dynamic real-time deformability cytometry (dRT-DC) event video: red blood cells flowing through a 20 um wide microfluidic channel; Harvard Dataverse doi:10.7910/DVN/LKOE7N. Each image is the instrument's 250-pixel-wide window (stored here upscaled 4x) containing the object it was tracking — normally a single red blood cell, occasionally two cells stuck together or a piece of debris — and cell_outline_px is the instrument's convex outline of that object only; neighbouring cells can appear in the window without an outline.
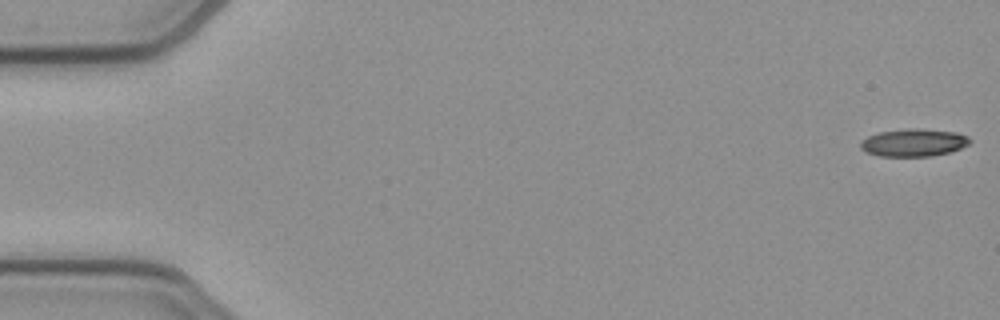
{"species": "common noctule bat (a hibernating species)", "species_latin": "Nyctalus noctula", "temperature_condition": "cold", "stored_images_in_passage": 52, "camera_frame_rate_fps": 3000, "um_per_image_px": 0.085, "animal": {"sex": "female", "body_mass_g": 21.9}, "frame": {"image": 1, "passage_image": 1, "time_ms": 0.0, "image_size_px": [1000, 320], "cell_outline_px": [[972, 140], [968, 144], [960, 148], [948, 152], [932, 156], [880, 156], [868, 152], [860, 148], [860, 140], [868, 136], [880, 132], [908, 128], [916, 128], [956, 132], [968, 136]], "centroid_in_image_um": [77.65, 12.11], "position_along_channel_um": 7.3, "area_um2": 17.51}}
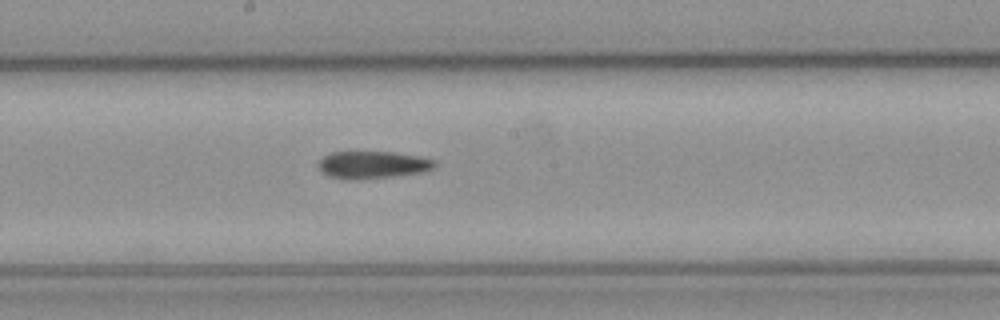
{"frame": {"image": 2, "passage_image": 28, "time_ms": 9.0, "image_size_px": [1000, 320], "cell_outline_px": [[436, 168], [420, 172], [392, 176], [348, 180], [332, 176], [324, 172], [320, 168], [320, 160], [324, 156], [332, 152], [396, 152], [420, 156], [436, 160]], "centroid_in_image_um": [31.75, 13.99], "position_along_channel_um": 216.5, "area_um2": 18.26}}
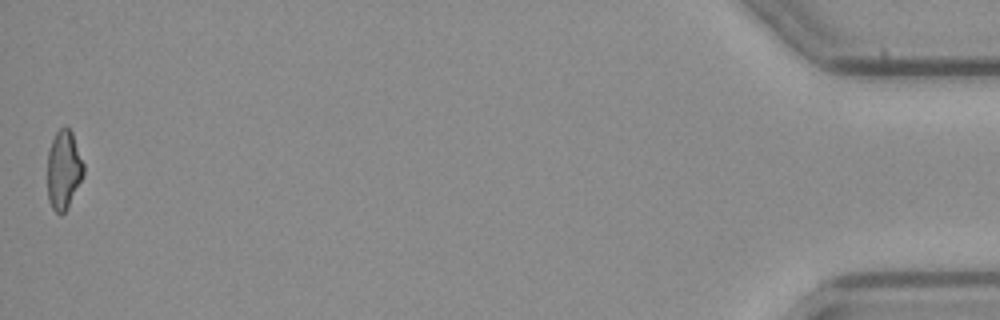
{"frame": {"image": 3, "passage_image": 52, "time_ms": 17.0, "image_size_px": [1000, 320], "cell_outline_px": [[84, 176], [68, 208], [60, 216], [52, 208], [48, 200], [48, 152], [52, 140], [56, 132], [64, 124], [72, 132], [84, 164]], "centroid_in_image_um": [5.43, 14.45], "position_along_channel_um": 429.8, "area_um2": 16.82}, "authors_computed_cell_mechanics": {"area_um2": 18.4093, "velocity_mm_per_s": 3.9287, "shape_relaxation_time_tau1_ms": null, "shape_relaxation_time_tau2_ms": 2.5516, "deformation_change_tau1": null, "deformation_change_tau2": 0.1058}}